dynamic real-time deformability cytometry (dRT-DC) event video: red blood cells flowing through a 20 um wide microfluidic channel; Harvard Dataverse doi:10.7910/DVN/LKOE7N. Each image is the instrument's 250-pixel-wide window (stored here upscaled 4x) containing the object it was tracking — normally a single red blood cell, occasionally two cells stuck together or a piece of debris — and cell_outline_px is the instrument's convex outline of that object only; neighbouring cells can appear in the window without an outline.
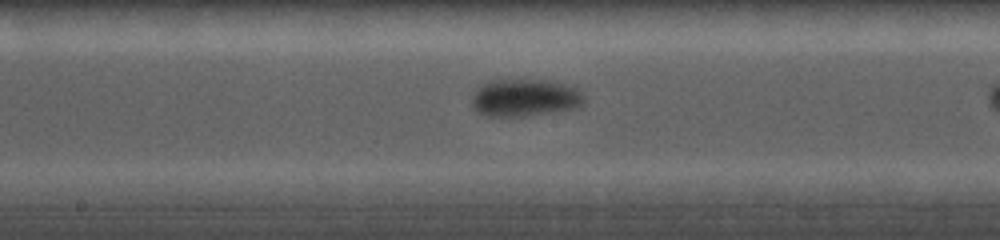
{"species": "common noctule bat (a hibernating species)", "species_latin": "Nyctalus noctula", "temperature_condition": "cold", "stored_images_in_passage": 20, "camera_frame_rate_fps": 5000, "um_per_image_px": 0.085, "animal": {"sex": "female", "body_mass_g": 19.0, "forearm_length_mm": 56.7}, "frame": {"image": 1, "passage_image": 15, "time_ms": 5.0, "image_size_px": [1000, 240], "cell_outline_px": [[584, 104], [580, 108], [556, 112], [524, 116], [484, 116], [476, 112], [472, 108], [472, 96], [480, 84], [488, 80], [548, 80], [576, 84], [584, 96]], "centroid_in_image_um": [44.67, 8.3], "position_along_channel_um": 203.5, "area_um2": 25.37}}
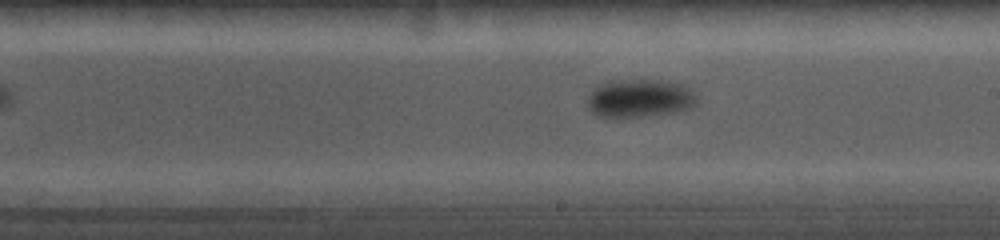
{"frame": {"image": 2, "passage_image": 17, "time_ms": 5.8, "image_size_px": [1000, 240], "cell_outline_px": [[696, 104], [688, 108], [672, 112], [620, 120], [596, 116], [588, 108], [588, 96], [600, 84], [608, 80], [660, 80], [680, 84], [688, 88], [696, 96]], "centroid_in_image_um": [54.3, 8.39], "position_along_channel_um": 234.7, "area_um2": 24.62}}